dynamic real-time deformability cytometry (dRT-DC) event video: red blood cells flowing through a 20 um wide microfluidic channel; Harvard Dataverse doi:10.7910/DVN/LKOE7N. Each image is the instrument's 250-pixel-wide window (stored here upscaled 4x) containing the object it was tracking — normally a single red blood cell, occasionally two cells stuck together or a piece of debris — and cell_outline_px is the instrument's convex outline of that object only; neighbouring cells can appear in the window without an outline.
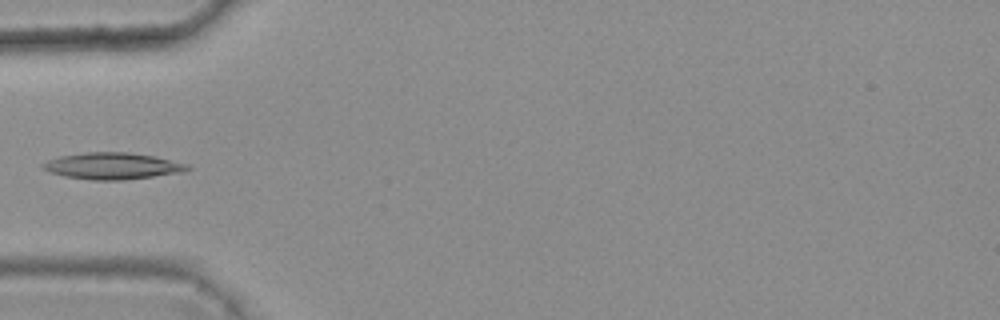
{"species": "common noctule bat (a hibernating species)", "species_latin": "Nyctalus noctula", "temperature_condition": "warm", "stored_images_in_passage": 5, "camera_frame_rate_fps": 3000, "um_per_image_px": 0.085, "animal": {"sex": "female", "body_mass_g": 25.1}, "frame": {"image": 1, "passage_image": 5, "time_ms": 1.333, "image_size_px": [1000, 320], "cell_outline_px": [[192, 168], [184, 172], [124, 180], [92, 180], [64, 176], [48, 172], [40, 168], [40, 164], [48, 160], [60, 156], [84, 152], [128, 152], [156, 156], [188, 164]], "centroid_in_image_um": [9.55, 14.1], "position_along_channel_um": 75.5, "area_um2": 22.66}}